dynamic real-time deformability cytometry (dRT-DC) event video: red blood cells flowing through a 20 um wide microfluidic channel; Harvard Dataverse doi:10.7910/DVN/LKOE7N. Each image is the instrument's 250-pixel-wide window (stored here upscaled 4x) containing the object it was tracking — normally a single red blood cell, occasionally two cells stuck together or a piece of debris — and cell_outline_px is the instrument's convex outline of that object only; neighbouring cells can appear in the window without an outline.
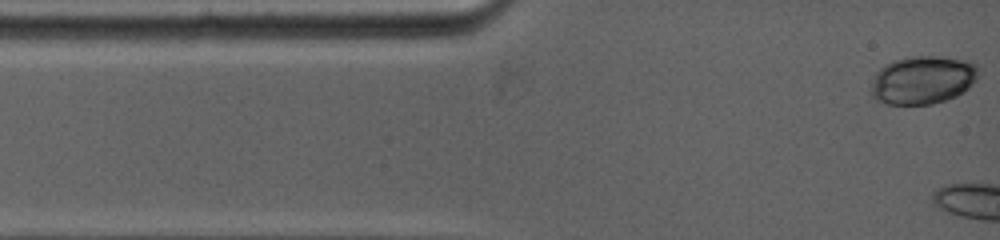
{"species": "common noctule bat (a hibernating species)", "species_latin": "Nyctalus noctula", "temperature_condition": "warm", "stored_images_in_passage": 19, "camera_frame_rate_fps": 5000, "um_per_image_px": 0.085, "animal": {"sex": "female", "body_mass_g": 19.0, "forearm_length_mm": 53.3}, "frame": {"image": 1, "passage_image": 1, "time_ms": 0.0, "image_size_px": [1000, 240], "cell_outline_px": [[976, 80], [968, 88], [956, 96], [932, 104], [888, 104], [876, 100], [868, 92], [872, 80], [876, 72], [884, 64], [892, 60], [912, 56], [940, 56], [964, 60], [976, 64]], "centroid_in_image_um": [78.36, 6.79], "position_along_channel_um": 6.6, "area_um2": 30.29}}